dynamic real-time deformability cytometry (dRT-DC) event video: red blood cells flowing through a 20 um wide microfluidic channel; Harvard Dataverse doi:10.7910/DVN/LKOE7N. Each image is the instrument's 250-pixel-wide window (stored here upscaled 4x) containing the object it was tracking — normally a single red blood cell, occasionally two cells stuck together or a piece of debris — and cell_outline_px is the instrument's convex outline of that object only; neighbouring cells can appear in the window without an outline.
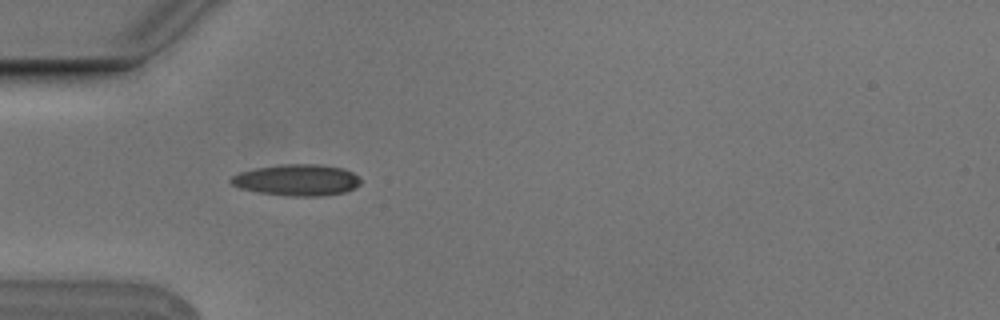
{"species": "Egyptian fruit bat (a non-hibernating species)", "species_latin": "Rousettus aegyptiacus", "temperature_condition": "cold", "stored_images_in_passage": 10, "camera_frame_rate_fps": 3000, "um_per_image_px": 0.085, "animal": {"sex": "male"}, "frame": {"image": 1, "passage_image": 5, "time_ms": 1.333, "image_size_px": [1000, 320], "cell_outline_px": [[360, 184], [356, 188], [344, 192], [320, 196], [292, 196], [256, 192], [240, 188], [232, 184], [228, 180], [232, 176], [240, 172], [256, 168], [280, 164], [320, 164], [344, 168], [352, 172], [360, 180]], "centroid_in_image_um": [25.24, 15.3], "position_along_channel_um": 59.8, "area_um2": 23.76}}
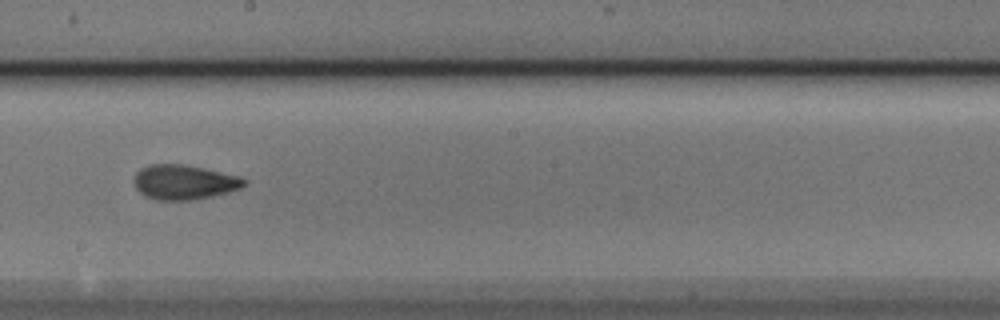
{"frame": {"image": 2, "passage_image": 9, "time_ms": 2.667, "image_size_px": [1000, 320], "cell_outline_px": [[248, 184], [240, 188], [228, 192], [212, 196], [192, 200], [156, 200], [144, 196], [136, 188], [132, 180], [136, 172], [140, 168], [148, 164], [184, 164], [204, 168], [240, 176], [248, 180]], "centroid_in_image_um": [15.64, 15.48], "position_along_channel_um": 232.6, "area_um2": 22.6}}
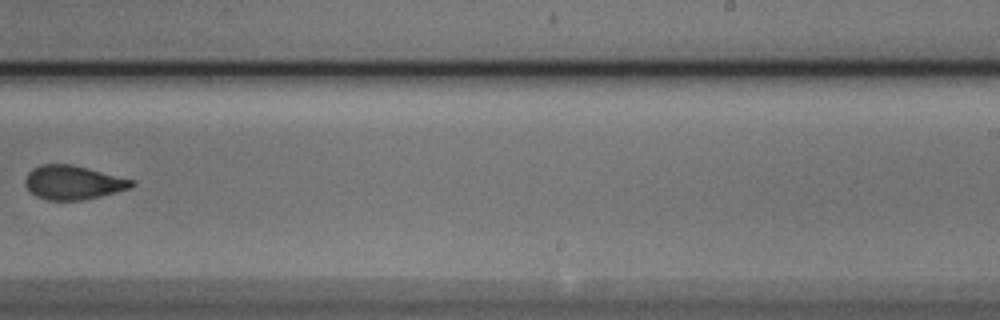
{"frame": {"image": 3, "passage_image": 10, "time_ms": 3.0, "image_size_px": [1000, 320], "cell_outline_px": [[136, 184], [128, 188], [116, 192], [84, 200], [48, 200], [36, 196], [24, 184], [24, 180], [28, 172], [32, 168], [40, 164], [72, 164], [136, 180]], "centroid_in_image_um": [6.21, 15.5], "position_along_channel_um": 282.8, "area_um2": 21.15}}